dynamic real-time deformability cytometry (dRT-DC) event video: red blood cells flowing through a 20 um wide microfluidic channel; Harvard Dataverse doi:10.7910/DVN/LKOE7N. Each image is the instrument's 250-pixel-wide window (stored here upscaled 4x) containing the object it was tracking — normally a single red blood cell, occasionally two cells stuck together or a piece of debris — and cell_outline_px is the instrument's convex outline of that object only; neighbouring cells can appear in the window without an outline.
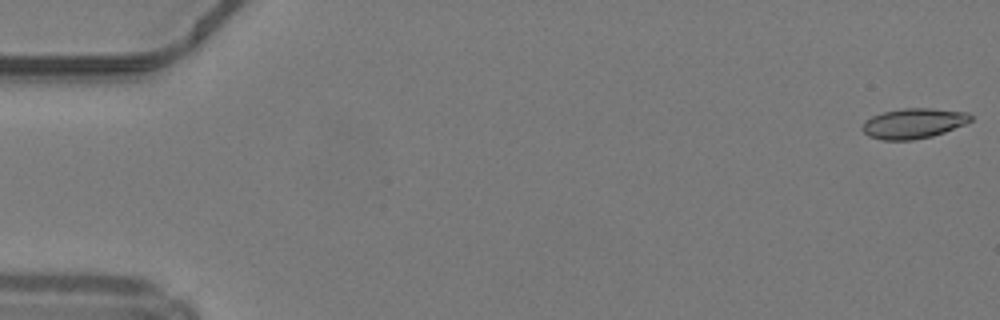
{"species": "common noctule bat (a hibernating species)", "species_latin": "Nyctalus noctula", "temperature_condition": "warm", "stored_images_in_passage": 9, "camera_frame_rate_fps": 3000, "um_per_image_px": 0.085, "animal": {"sex": "male", "body_mass_g": 19.2, "forearm_length_mm": 51.8}, "frame": {"image": 1, "passage_image": 1, "time_ms": 0.0, "image_size_px": [1000, 320], "cell_outline_px": [[972, 120], [964, 124], [944, 132], [932, 136], [912, 140], [880, 140], [868, 136], [860, 128], [864, 120], [872, 116], [884, 112], [900, 108], [932, 108], [968, 112], [972, 116]], "centroid_in_image_um": [77.61, 10.48], "position_along_channel_um": 7.4, "area_um2": 19.19}}